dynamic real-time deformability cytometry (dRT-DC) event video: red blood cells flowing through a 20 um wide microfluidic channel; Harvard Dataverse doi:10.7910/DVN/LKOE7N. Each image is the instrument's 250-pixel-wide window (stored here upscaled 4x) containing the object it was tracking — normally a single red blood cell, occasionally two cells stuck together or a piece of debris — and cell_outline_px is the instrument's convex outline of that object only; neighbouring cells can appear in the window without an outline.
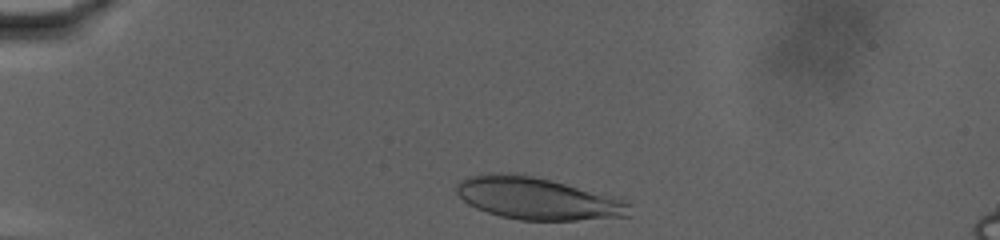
{"species": "human", "species_latin": "Homo sapiens", "temperature_condition": "warm", "stored_images_in_passage": 47, "camera_frame_rate_fps": 3000, "um_per_image_px": 0.085, "donor": {"sex": "male"}, "frame": {"image": 1, "passage_image": 2, "time_ms": 0.333, "image_size_px": [1000, 240], "cell_outline_px": [[632, 216], [576, 220], [520, 220], [500, 216], [476, 208], [468, 204], [456, 192], [456, 184], [460, 180], [468, 176], [496, 172], [500, 172], [528, 176], [548, 180], [624, 196], [628, 200]], "centroid_in_image_um": [45.78, 16.87], "position_along_channel_um": 39.2, "area_um2": 42.95}}
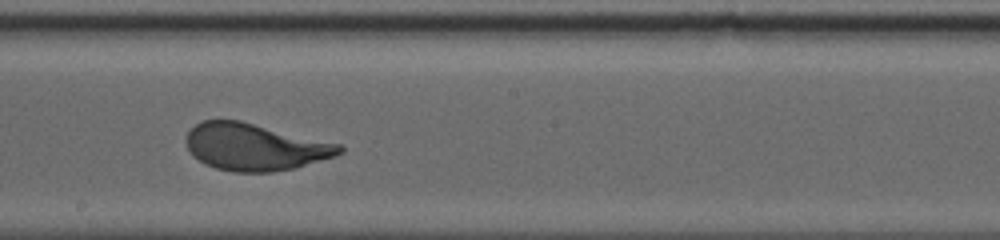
{"frame": {"image": 2, "passage_image": 28, "time_ms": 9.0, "image_size_px": [1000, 240], "cell_outline_px": [[344, 152], [336, 156], [296, 168], [272, 172], [232, 172], [216, 168], [204, 164], [192, 156], [184, 140], [188, 132], [196, 124], [204, 120], [240, 120], [340, 144], [344, 148]], "centroid_in_image_um": [21.66, 12.5], "position_along_channel_um": 226.5, "area_um2": 42.19}}
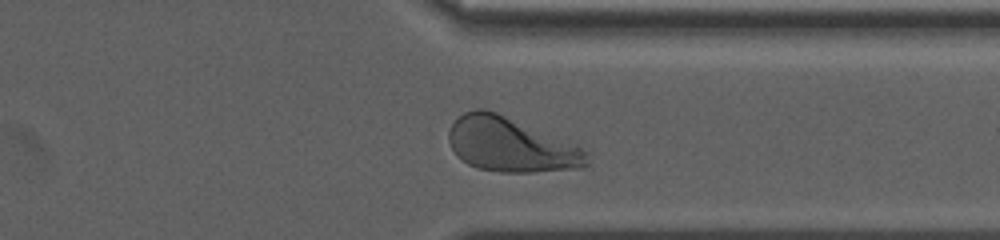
{"frame": {"image": 3, "passage_image": 43, "time_ms": 14.0, "image_size_px": [1000, 240], "cell_outline_px": [[588, 164], [584, 168], [532, 172], [500, 172], [476, 168], [468, 164], [456, 156], [448, 140], [448, 132], [452, 124], [464, 112], [476, 108], [484, 108], [496, 112], [580, 148], [588, 152]], "centroid_in_image_um": [43.35, 12.33], "position_along_channel_um": 368.0, "area_um2": 43.12}, "authors_computed_cell_mechanics": {"area_um2": 42.4252, "velocity_mm_per_s": 2.8306, "shape_relaxation_time_tau1_ms": 4.3173, "shape_relaxation_time_tau2_ms": null, "deformation_change_tau1": 0.1911, "deformation_change_tau2": null}}